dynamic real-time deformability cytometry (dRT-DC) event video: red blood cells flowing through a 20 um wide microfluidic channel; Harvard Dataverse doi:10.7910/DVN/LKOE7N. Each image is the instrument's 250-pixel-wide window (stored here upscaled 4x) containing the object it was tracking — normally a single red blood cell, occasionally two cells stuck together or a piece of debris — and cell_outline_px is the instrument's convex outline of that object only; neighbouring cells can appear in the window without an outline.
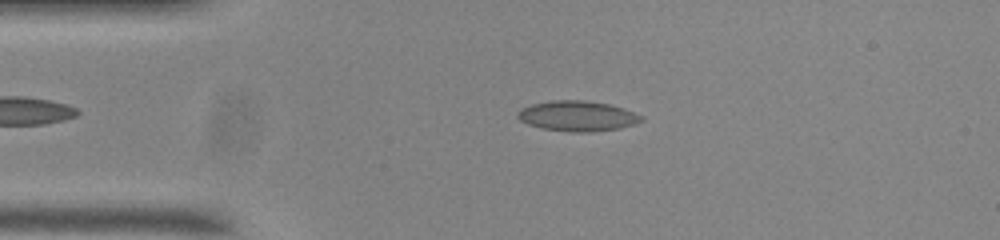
{"species": "common noctule bat (a hibernating species)", "species_latin": "Nyctalus noctula", "temperature_condition": "room temperature", "stored_images_in_passage": 45, "camera_frame_rate_fps": 3000, "um_per_image_px": 0.085, "animal": {"sex": "male", "body_mass_g": 20.0, "forearm_length_mm": 53.3}, "frame": {"image": 1, "passage_image": 10, "time_ms": 3.0, "image_size_px": [1000, 240], "cell_outline_px": [[644, 120], [636, 124], [620, 128], [592, 132], [572, 132], [544, 128], [528, 124], [520, 120], [516, 116], [516, 112], [520, 108], [532, 104], [552, 100], [584, 100], [608, 104], [624, 108], [644, 116]], "centroid_in_image_um": [49.1, 9.86], "position_along_channel_um": 35.9, "area_um2": 21.96}}
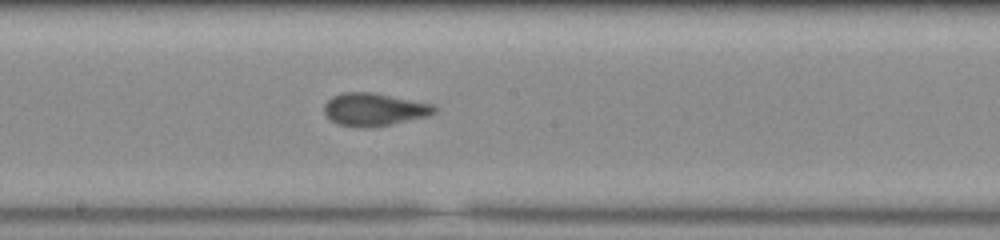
{"frame": {"image": 2, "passage_image": 27, "time_ms": 8.667, "image_size_px": [1000, 240], "cell_outline_px": [[436, 112], [428, 116], [392, 124], [360, 128], [336, 124], [324, 112], [324, 104], [332, 96], [344, 92], [372, 92], [432, 104], [436, 108]], "centroid_in_image_um": [31.78, 9.3], "position_along_channel_um": 216.4, "area_um2": 20.92}}
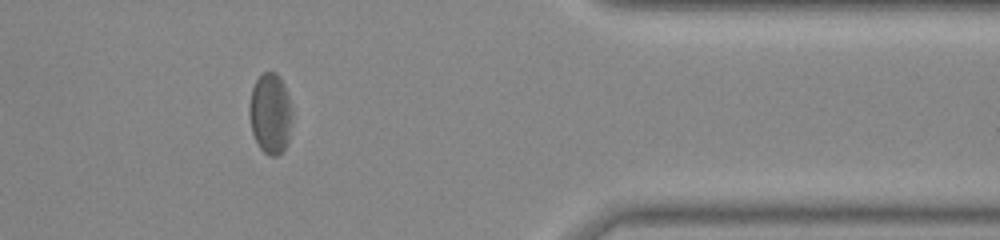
{"frame": {"image": 3, "passage_image": 43, "time_ms": 14.0, "image_size_px": [1000, 240], "cell_outline_px": [[292, 112], [288, 144], [276, 156], [268, 156], [260, 148], [252, 132], [248, 112], [252, 88], [256, 80], [264, 72], [276, 72], [284, 84], [288, 96]], "centroid_in_image_um": [22.97, 9.66], "position_along_channel_um": 388.4, "area_um2": 20.06}, "authors_computed_cell_mechanics": {"area_um2": 20.8658, "velocity_mm_per_s": 3.689, "shape_relaxation_time_tau1_ms": 8.3449, "shape_relaxation_time_tau2_ms": 1.2401, "deformation_change_tau1": 0.1581, "deformation_change_tau2": 0.0485}}